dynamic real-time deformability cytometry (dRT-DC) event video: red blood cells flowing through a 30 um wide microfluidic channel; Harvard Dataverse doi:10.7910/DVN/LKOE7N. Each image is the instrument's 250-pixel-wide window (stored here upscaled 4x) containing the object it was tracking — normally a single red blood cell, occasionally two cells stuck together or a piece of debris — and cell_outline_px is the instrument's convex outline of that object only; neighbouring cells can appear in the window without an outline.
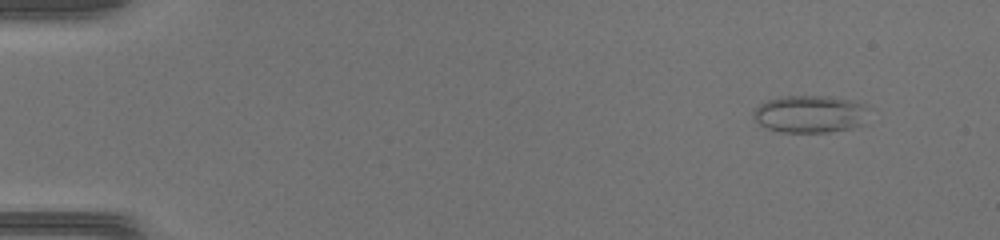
{"species": "common noctule bat (a hibernating species)", "species_latin": "Nyctalus noctula", "temperature_condition": "warm", "stored_images_in_passage": 34, "camera_frame_rate_fps": 3000, "um_per_image_px": 0.085, "animal": {"sex": "female", "body_mass_g": 17.0, "forearm_length_mm": 48.0}, "frame": {"image": 1, "passage_image": 5, "time_ms": 1.333, "image_size_px": [1000, 240], "cell_outline_px": [[868, 108], [864, 124], [848, 128], [828, 132], [780, 132], [768, 128], [760, 124], [752, 116], [752, 112], [760, 104], [768, 100], [784, 96], [824, 96], [852, 100]], "centroid_in_image_um": [68.83, 9.69], "position_along_channel_um": 16.2, "area_um2": 24.91}}
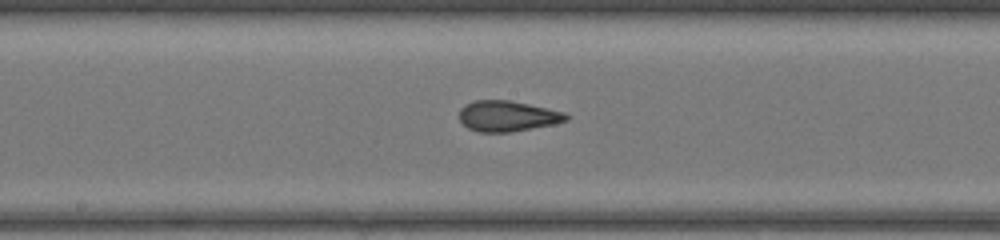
{"frame": {"image": 2, "passage_image": 26, "time_ms": 8.333, "image_size_px": [1000, 240], "cell_outline_px": [[572, 116], [568, 120], [556, 124], [512, 132], [480, 132], [468, 128], [460, 120], [460, 108], [464, 104], [472, 100], [508, 100], [528, 104], [564, 112]], "centroid_in_image_um": [43.15, 9.87], "position_along_channel_um": 205.0, "area_um2": 19.25}}
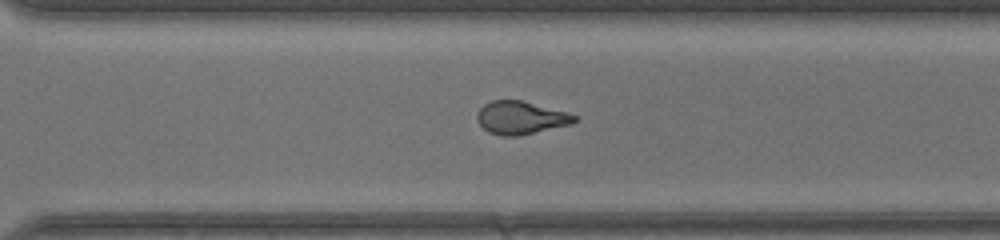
{"frame": {"image": 3, "passage_image": 34, "time_ms": 11.0, "image_size_px": [1000, 240], "cell_outline_px": [[580, 120], [572, 124], [516, 136], [500, 136], [488, 132], [476, 120], [476, 112], [484, 104], [492, 100], [520, 100], [568, 112], [576, 116]], "centroid_in_image_um": [44.26, 10.0], "position_along_channel_um": 326.3, "area_um2": 18.79}}